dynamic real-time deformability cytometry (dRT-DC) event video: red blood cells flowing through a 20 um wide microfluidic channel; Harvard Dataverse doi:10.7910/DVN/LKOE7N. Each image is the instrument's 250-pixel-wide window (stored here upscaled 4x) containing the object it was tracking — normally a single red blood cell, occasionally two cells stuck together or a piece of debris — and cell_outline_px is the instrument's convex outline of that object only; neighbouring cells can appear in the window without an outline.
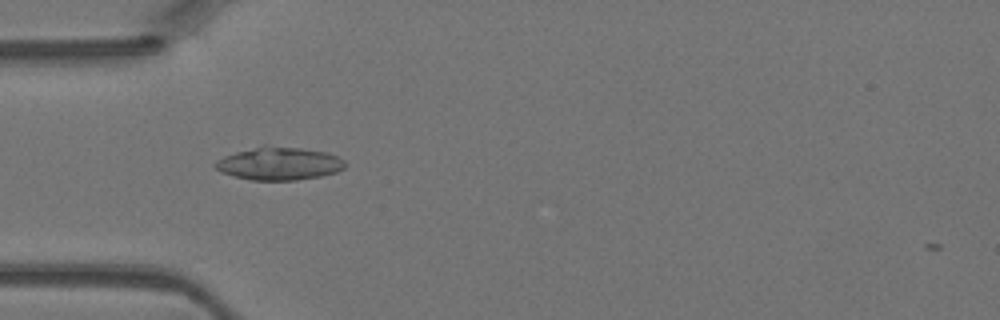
{"species": "Egyptian fruit bat (a non-hibernating species)", "species_latin": "Rousettus aegyptiacus", "temperature_condition": "warm", "stored_images_in_passage": 32, "camera_frame_rate_fps": 3000, "um_per_image_px": 0.085, "animal": {"sex": "female"}, "frame": {"image": 1, "passage_image": 1, "time_ms": 0.0, "image_size_px": [1000, 320], "cell_outline_px": [[344, 168], [336, 172], [320, 176], [296, 180], [252, 180], [220, 172], [212, 164], [216, 160], [224, 156], [236, 152], [264, 144], [300, 148], [324, 152], [336, 156], [344, 160]], "centroid_in_image_um": [23.68, 13.89], "position_along_channel_um": 61.3, "area_um2": 24.85}}
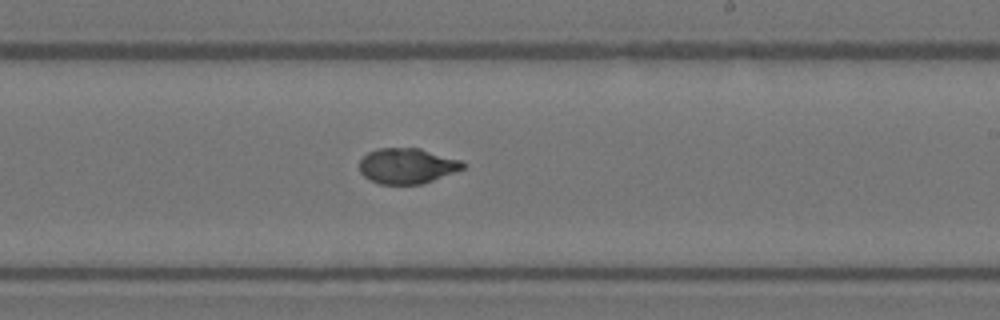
{"frame": {"image": 2, "passage_image": 14, "time_ms": 4.333, "image_size_px": [1000, 320], "cell_outline_px": [[464, 168], [432, 180], [420, 184], [380, 184], [368, 180], [360, 172], [360, 160], [368, 152], [380, 148], [420, 148], [460, 160], [464, 164]], "centroid_in_image_um": [34.56, 14.1], "position_along_channel_um": 254.4, "area_um2": 21.15}}
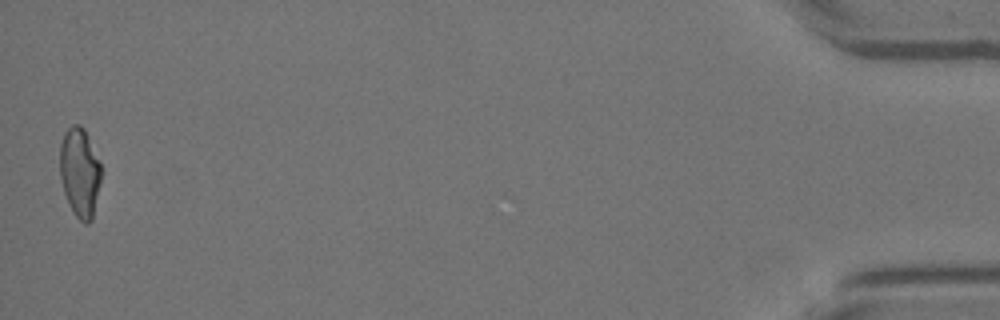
{"frame": {"image": 3, "passage_image": 32, "time_ms": 10.333, "image_size_px": [1000, 320], "cell_outline_px": [[100, 184], [92, 220], [88, 224], [84, 224], [72, 212], [68, 204], [64, 192], [60, 176], [60, 144], [64, 132], [72, 124], [80, 124], [84, 128], [100, 164]], "centroid_in_image_um": [6.76, 14.67], "position_along_channel_um": 428.4, "area_um2": 21.44}}